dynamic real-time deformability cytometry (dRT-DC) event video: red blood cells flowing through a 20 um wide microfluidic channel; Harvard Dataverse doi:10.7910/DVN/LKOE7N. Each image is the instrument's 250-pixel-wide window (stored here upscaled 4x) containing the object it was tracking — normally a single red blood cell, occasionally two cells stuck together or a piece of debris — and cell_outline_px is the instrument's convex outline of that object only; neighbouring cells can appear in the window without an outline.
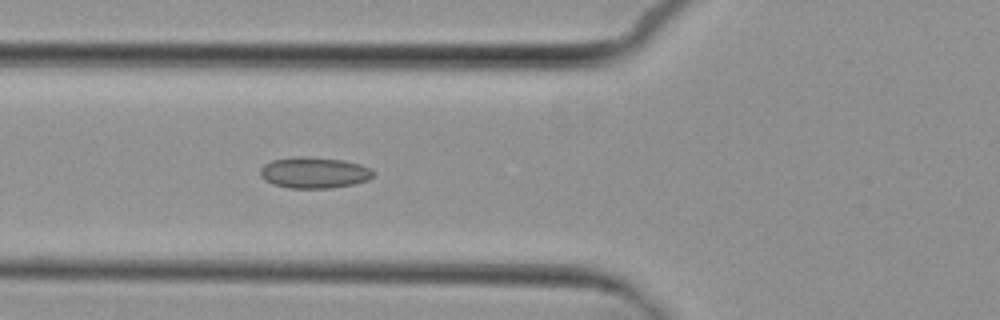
{"species": "common noctule bat (a hibernating species)", "species_latin": "Nyctalus noctula", "temperature_condition": "cold", "stored_images_in_passage": 5, "camera_frame_rate_fps": 3000, "um_per_image_px": 0.085, "animal": {"sex": "female", "body_mass_g": 29.2, "forearm_length_mm": 56.3}, "frame": {"image": 1, "passage_image": 5, "time_ms": 5.667, "image_size_px": [1000, 320], "cell_outline_px": [[376, 172], [368, 180], [352, 184], [332, 188], [288, 188], [272, 184], [264, 180], [260, 176], [260, 168], [264, 164], [272, 160], [300, 156], [304, 156], [344, 160], [360, 164], [372, 168]], "centroid_in_image_um": [26.7, 14.67], "position_along_channel_um": 99.1, "area_um2": 20.69}}